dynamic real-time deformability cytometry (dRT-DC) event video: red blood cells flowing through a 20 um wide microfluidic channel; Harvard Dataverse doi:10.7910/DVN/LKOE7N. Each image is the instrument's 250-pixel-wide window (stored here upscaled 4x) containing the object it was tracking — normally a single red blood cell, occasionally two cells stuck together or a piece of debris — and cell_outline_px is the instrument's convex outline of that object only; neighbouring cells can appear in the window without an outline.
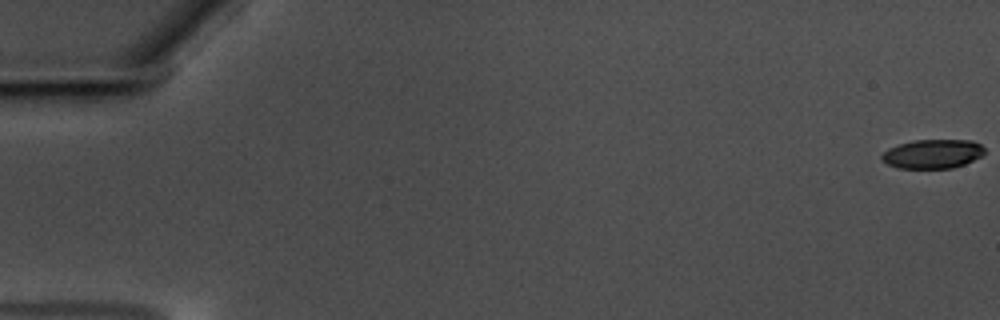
{"species": "common noctule bat (a hibernating species)", "species_latin": "Nyctalus noctula", "temperature_condition": "warm", "stored_images_in_passage": 10, "camera_frame_rate_fps": 3000, "um_per_image_px": 0.085, "animal": {"sex": "male", "body_mass_g": 17.5, "forearm_length_mm": 52.3}, "frame": {"image": 1, "passage_image": 1, "time_ms": 0.0, "image_size_px": [1000, 320], "cell_outline_px": [[984, 152], [980, 156], [964, 164], [952, 168], [896, 168], [888, 164], [880, 156], [888, 148], [912, 140], [972, 140], [980, 144], [984, 148]], "centroid_in_image_um": [79.26, 13.07], "position_along_channel_um": 5.7, "area_um2": 17.28}}